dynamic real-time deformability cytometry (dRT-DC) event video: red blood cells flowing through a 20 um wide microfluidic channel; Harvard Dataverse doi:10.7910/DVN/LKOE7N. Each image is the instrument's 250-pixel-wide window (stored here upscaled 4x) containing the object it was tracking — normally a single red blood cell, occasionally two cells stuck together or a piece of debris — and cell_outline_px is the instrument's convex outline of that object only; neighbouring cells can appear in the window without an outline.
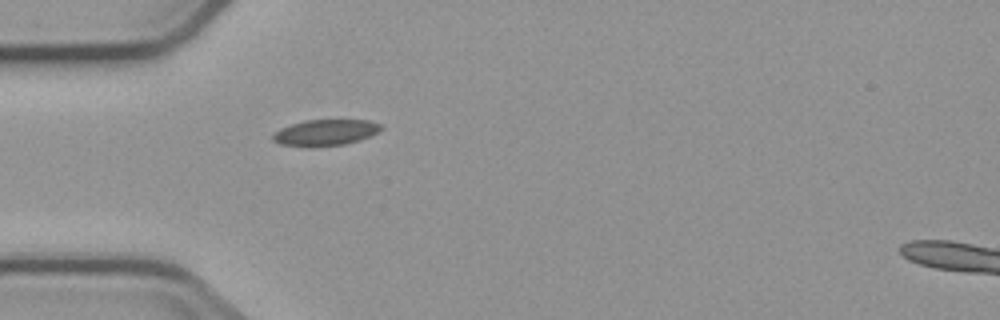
{"species": "common noctule bat (a hibernating species)", "species_latin": "Nyctalus noctula", "temperature_condition": "cold", "stored_images_in_passage": 2, "camera_frame_rate_fps": 3000, "um_per_image_px": 0.085, "animal": {"sex": "male", "body_mass_g": 23.1, "forearm_length_mm": 52.7}, "frame": {"image": 1, "passage_image": 2, "time_ms": 1.0, "image_size_px": [1000, 320], "cell_outline_px": [[384, 128], [380, 132], [360, 140], [344, 144], [280, 144], [272, 140], [272, 136], [280, 128], [304, 120], [368, 120], [380, 124]], "centroid_in_image_um": [27.74, 11.22], "position_along_channel_um": 57.3, "area_um2": 15.78}}